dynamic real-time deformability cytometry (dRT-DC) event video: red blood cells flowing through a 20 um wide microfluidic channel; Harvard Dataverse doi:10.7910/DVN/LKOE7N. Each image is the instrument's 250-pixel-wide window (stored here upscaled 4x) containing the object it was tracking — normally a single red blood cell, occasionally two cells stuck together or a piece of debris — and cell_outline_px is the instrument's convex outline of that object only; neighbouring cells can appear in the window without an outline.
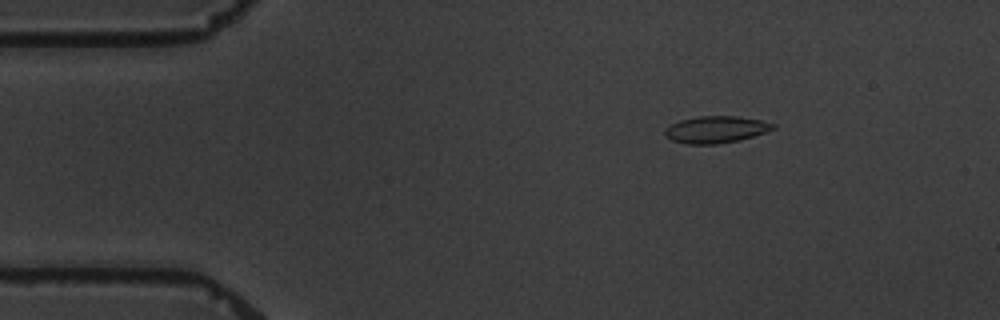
{"species": "common noctule bat (a hibernating species)", "species_latin": "Nyctalus noctula", "temperature_condition": "warm", "stored_images_in_passage": 4, "camera_frame_rate_fps": 3000, "um_per_image_px": 0.085, "animal": {"sex": "male", "body_mass_g": 19.5, "forearm_length_mm": 54.6}, "frame": {"image": 1, "passage_image": 2, "time_ms": 1.333, "image_size_px": [1000, 320], "cell_outline_px": [[776, 128], [740, 140], [716, 144], [684, 144], [672, 140], [664, 136], [664, 132], [672, 124], [680, 120], [696, 116], [740, 116], [760, 120], [776, 124]], "centroid_in_image_um": [60.85, 11.01], "position_along_channel_um": 24.2, "area_um2": 16.94}}